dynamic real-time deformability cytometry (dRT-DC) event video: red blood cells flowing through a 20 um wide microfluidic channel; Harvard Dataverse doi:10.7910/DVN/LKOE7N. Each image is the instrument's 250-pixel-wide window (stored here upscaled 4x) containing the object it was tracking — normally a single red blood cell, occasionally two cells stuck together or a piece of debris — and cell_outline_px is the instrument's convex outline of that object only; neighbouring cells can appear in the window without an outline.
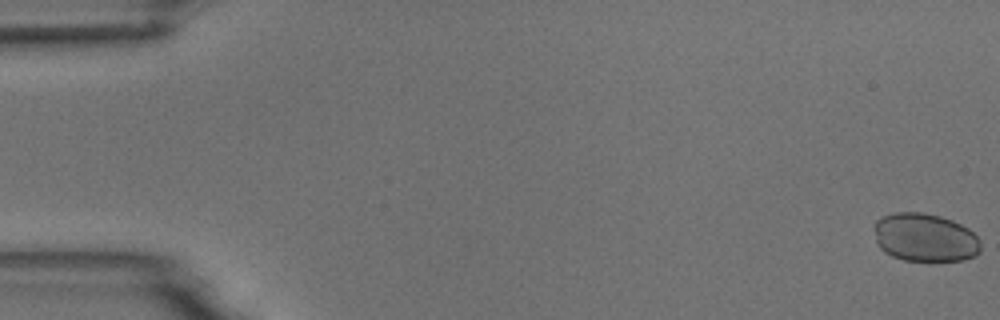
{"species": "common noctule bat (a hibernating species)", "species_latin": "Nyctalus noctula", "temperature_condition": "room temperature", "stored_images_in_passage": 6, "camera_frame_rate_fps": 3000, "um_per_image_px": 0.085, "animal": {"sex": "male", "body_mass_g": 18.8}, "frame": {"image": 1, "passage_image": 1, "time_ms": 0.0, "image_size_px": [1000, 320], "cell_outline_px": [[980, 252], [976, 256], [964, 260], [928, 264], [904, 260], [892, 256], [884, 252], [876, 244], [872, 228], [876, 220], [884, 216], [896, 212], [924, 212], [940, 216], [952, 220], [968, 228], [980, 240]], "centroid_in_image_um": [78.61, 20.24], "position_along_channel_um": 6.4, "area_um2": 31.15}}
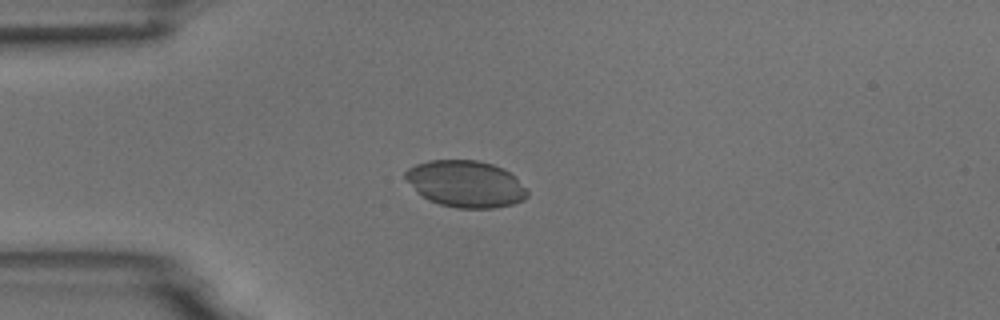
{"frame": {"image": 2, "passage_image": 5, "time_ms": 4.667, "image_size_px": [1000, 320], "cell_outline_px": [[528, 196], [524, 200], [512, 204], [496, 208], [456, 208], [440, 204], [428, 200], [416, 192], [404, 176], [404, 172], [408, 168], [416, 164], [428, 160], [476, 160], [492, 164], [504, 168], [516, 176], [528, 192]], "centroid_in_image_um": [39.58, 15.63], "position_along_channel_um": 45.4, "area_um2": 33.41}}